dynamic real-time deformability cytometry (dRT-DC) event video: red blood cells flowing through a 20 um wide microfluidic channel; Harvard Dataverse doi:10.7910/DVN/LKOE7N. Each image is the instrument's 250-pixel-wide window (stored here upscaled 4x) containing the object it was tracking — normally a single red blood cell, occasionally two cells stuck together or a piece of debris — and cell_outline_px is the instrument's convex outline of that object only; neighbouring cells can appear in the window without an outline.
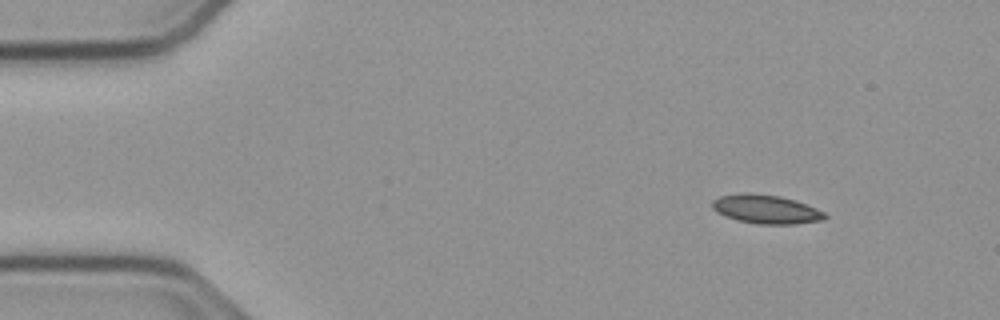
{"species": "common noctule bat (a hibernating species)", "species_latin": "Nyctalus noctula", "temperature_condition": "cold", "stored_images_in_passage": 54, "camera_frame_rate_fps": 3000, "um_per_image_px": 0.085, "animal": {"sex": "male", "body_mass_g": 23.1, "forearm_length_mm": 52.7}, "frame": {"image": 1, "passage_image": 6, "time_ms": 1.667, "image_size_px": [1000, 320], "cell_outline_px": [[828, 216], [824, 220], [796, 224], [756, 224], [736, 220], [724, 216], [716, 212], [712, 208], [712, 200], [720, 196], [740, 192], [748, 192], [780, 196], [796, 200], [816, 208], [824, 212]], "centroid_in_image_um": [65.09, 17.78], "position_along_channel_um": 19.9, "area_um2": 19.25}}
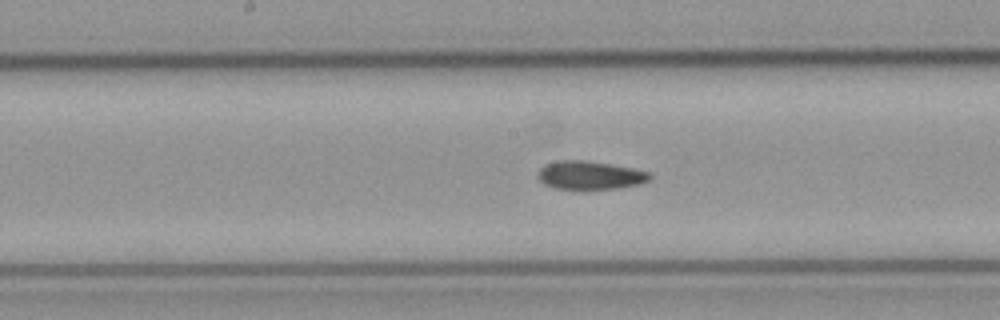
{"frame": {"image": 2, "passage_image": 27, "time_ms": 8.667, "image_size_px": [1000, 320], "cell_outline_px": [[652, 180], [640, 184], [616, 188], [552, 188], [544, 184], [536, 176], [536, 172], [544, 164], [556, 160], [584, 160], [632, 168], [652, 172]], "centroid_in_image_um": [50.14, 14.88], "position_along_channel_um": 198.1, "area_um2": 18.55}}
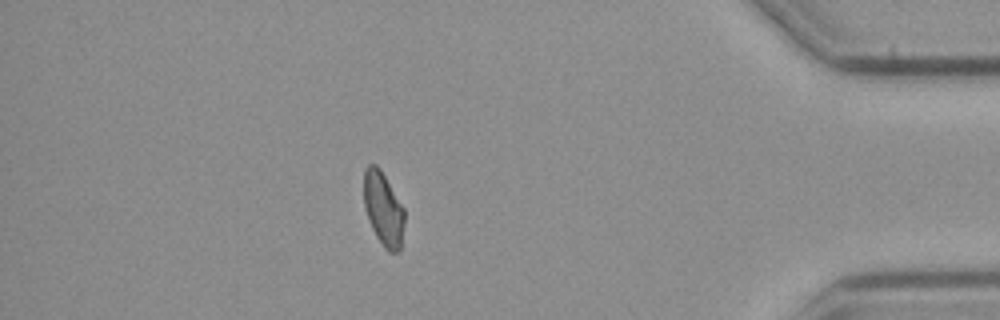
{"frame": {"image": 3, "passage_image": 47, "time_ms": 15.333, "image_size_px": [1000, 320], "cell_outline_px": [[404, 224], [400, 248], [396, 252], [388, 252], [384, 248], [376, 236], [372, 228], [364, 204], [364, 168], [368, 164], [376, 164], [380, 168], [404, 208]], "centroid_in_image_um": [32.58, 17.73], "position_along_channel_um": 402.6, "area_um2": 17.34}, "authors_computed_cell_mechanics": {"area_um2": 18.3515, "velocity_mm_per_s": 3.7715, "shape_relaxation_time_tau1_ms": null, "shape_relaxation_time_tau2_ms": 6.313, "deformation_change_tau1": null, "deformation_change_tau2": 0.0985}}